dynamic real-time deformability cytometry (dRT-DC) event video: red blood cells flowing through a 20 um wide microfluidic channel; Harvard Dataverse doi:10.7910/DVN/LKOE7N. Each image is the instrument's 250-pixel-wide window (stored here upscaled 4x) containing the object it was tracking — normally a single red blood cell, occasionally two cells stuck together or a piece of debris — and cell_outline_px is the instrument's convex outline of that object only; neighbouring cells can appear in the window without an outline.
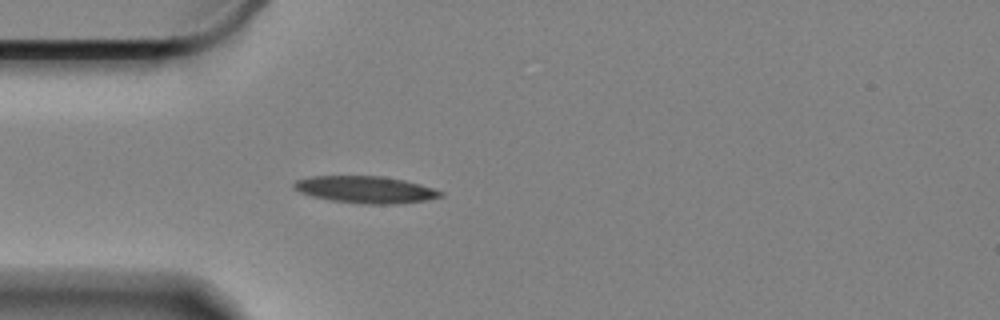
{"species": "Egyptian fruit bat (a non-hibernating species)", "species_latin": "Rousettus aegyptiacus", "temperature_condition": "cold", "stored_images_in_passage": 44, "camera_frame_rate_fps": 3000, "um_per_image_px": 0.085, "animal": {"sex": "female"}, "frame": {"image": 1, "passage_image": 1, "time_ms": 0.0, "image_size_px": [1000, 320], "cell_outline_px": [[444, 196], [424, 200], [392, 204], [364, 204], [332, 200], [312, 196], [300, 192], [292, 188], [292, 184], [296, 180], [312, 176], [384, 176], [404, 180], [420, 184], [444, 192]], "centroid_in_image_um": [31.05, 16.11], "position_along_channel_um": 53.9, "area_um2": 22.95}}
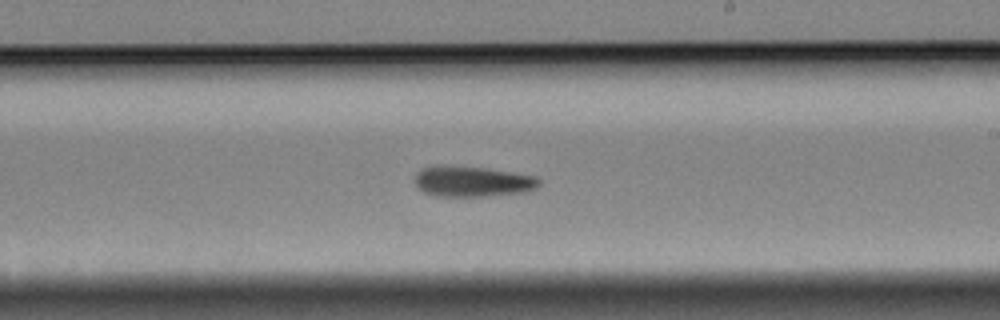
{"frame": {"image": 2, "passage_image": 19, "time_ms": 6.0, "image_size_px": [1000, 320], "cell_outline_px": [[540, 184], [536, 188], [524, 192], [484, 196], [436, 196], [424, 192], [416, 188], [416, 172], [420, 168], [436, 164], [444, 164], [484, 168], [536, 176], [540, 180]], "centroid_in_image_um": [40.09, 15.4], "position_along_channel_um": 248.9, "area_um2": 22.37}}
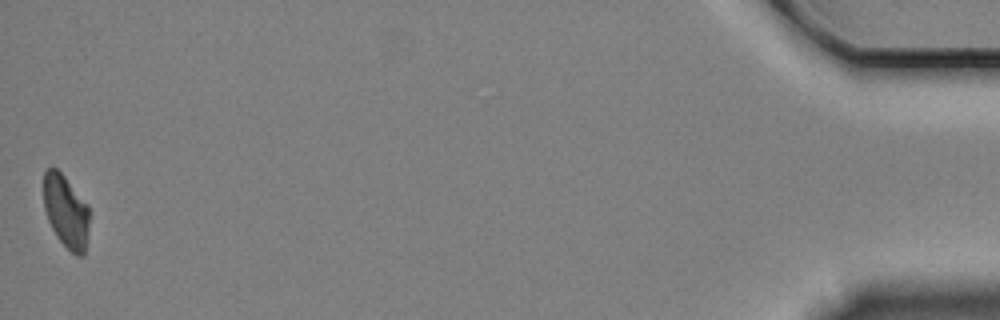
{"frame": {"image": 3, "passage_image": 44, "time_ms": 14.333, "image_size_px": [1000, 320], "cell_outline_px": [[88, 236], [84, 256], [76, 256], [56, 236], [48, 220], [44, 208], [44, 172], [48, 168], [56, 168], [64, 176], [88, 204]], "centroid_in_image_um": [5.61, 17.98], "position_along_channel_um": 429.6, "area_um2": 19.31}, "authors_computed_cell_mechanics": {"area_um2": 21.675, "velocity_mm_per_s": 3.3253, "shape_relaxation_time_tau1_ms": 6.3138, "shape_relaxation_time_tau2_ms": null, "deformation_change_tau1": 0.1265, "deformation_change_tau2": null}}